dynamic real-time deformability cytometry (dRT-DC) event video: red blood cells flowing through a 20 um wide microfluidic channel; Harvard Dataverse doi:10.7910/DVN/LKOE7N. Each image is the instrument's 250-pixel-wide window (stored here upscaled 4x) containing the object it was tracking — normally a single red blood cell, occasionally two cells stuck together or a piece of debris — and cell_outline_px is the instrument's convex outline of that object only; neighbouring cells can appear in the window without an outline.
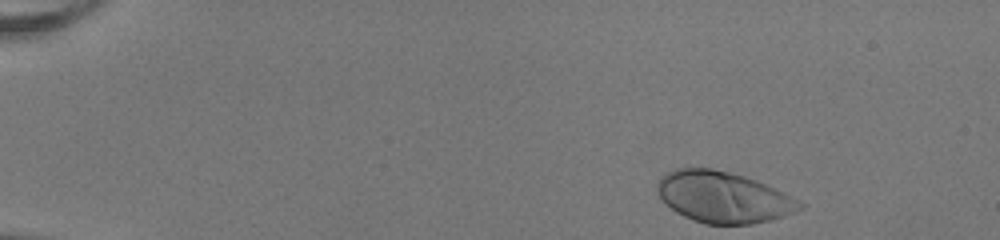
{"species": "human", "species_latin": "Homo sapiens", "temperature_condition": "room temperature", "stored_images_in_passage": 40, "camera_frame_rate_fps": 3000, "um_per_image_px": 0.085, "donor": {"sex": "female"}, "frame": {"image": 1, "passage_image": 1, "time_ms": 0.0, "image_size_px": [1000, 240], "cell_outline_px": [[804, 208], [784, 216], [772, 220], [752, 224], [704, 224], [692, 220], [676, 212], [664, 204], [660, 200], [656, 192], [656, 184], [660, 176], [676, 168], [712, 168], [744, 176], [756, 180], [784, 192], [800, 200], [804, 204]], "centroid_in_image_um": [61.45, 16.76], "position_along_channel_um": 23.5, "area_um2": 42.95}}
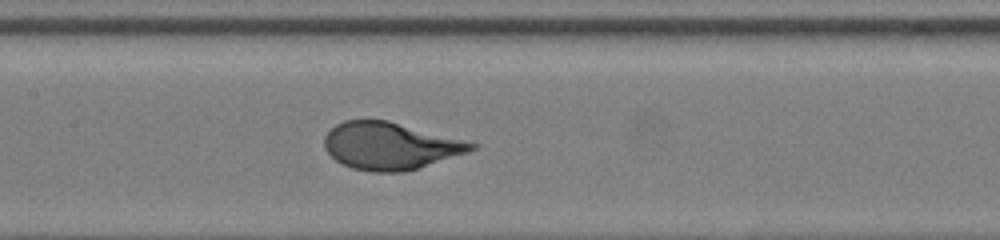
{"frame": {"image": 2, "passage_image": 21, "time_ms": 6.667, "image_size_px": [1000, 240], "cell_outline_px": [[476, 148], [468, 152], [404, 172], [372, 172], [352, 168], [336, 160], [324, 148], [324, 136], [336, 124], [344, 120], [388, 120], [476, 144]], "centroid_in_image_um": [33.1, 12.4], "position_along_channel_um": 174.3, "area_um2": 39.82}}
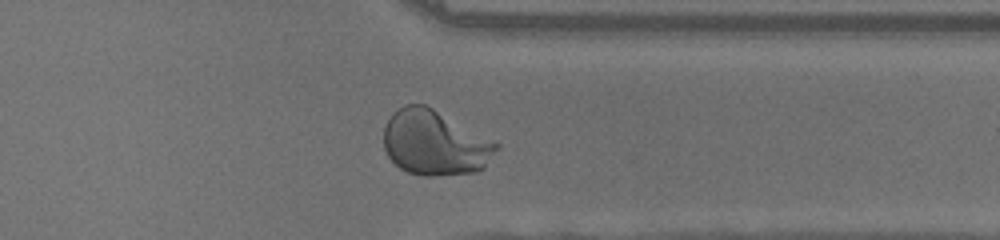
{"frame": {"image": 3, "passage_image": 36, "time_ms": 11.667, "image_size_px": [1000, 240], "cell_outline_px": [[500, 148], [484, 168], [476, 172], [436, 176], [424, 176], [408, 172], [400, 168], [388, 156], [384, 148], [384, 128], [392, 112], [404, 104], [424, 104], [432, 108], [500, 144]], "centroid_in_image_um": [36.96, 12.16], "position_along_channel_um": 374.4, "area_um2": 42.66}}